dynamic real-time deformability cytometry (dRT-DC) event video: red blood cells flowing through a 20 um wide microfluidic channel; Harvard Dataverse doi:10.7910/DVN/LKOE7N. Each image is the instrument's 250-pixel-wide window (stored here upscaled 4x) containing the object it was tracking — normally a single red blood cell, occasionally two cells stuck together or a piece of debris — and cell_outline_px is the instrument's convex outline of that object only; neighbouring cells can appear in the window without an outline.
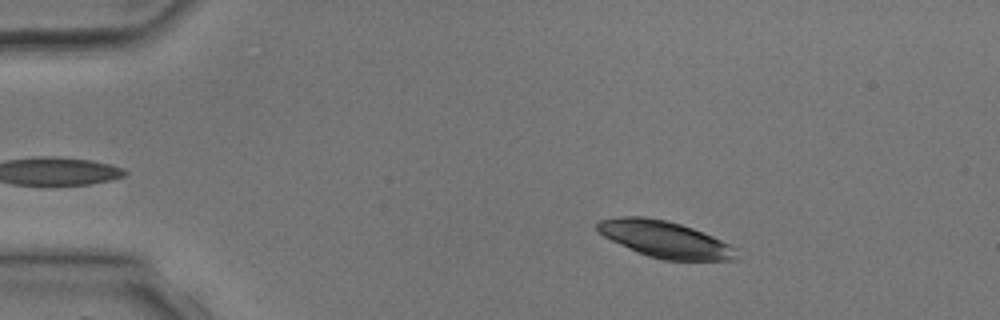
{"species": "common noctule bat (a hibernating species)", "species_latin": "Nyctalus noctula", "temperature_condition": "room temperature", "stored_images_in_passage": 2, "camera_frame_rate_fps": 3000, "um_per_image_px": 0.085, "animal": {"sex": "male", "body_mass_g": 17.9, "forearm_length_mm": 54.2}, "frame": {"image": 1, "passage_image": 1, "time_ms": 0.0, "image_size_px": [1000, 320], "cell_outline_px": [[740, 260], [664, 260], [648, 256], [620, 244], [604, 236], [596, 228], [596, 224], [600, 220], [620, 216], [644, 216], [668, 220], [692, 228], [712, 236], [736, 248]], "centroid_in_image_um": [56.54, 20.34], "position_along_channel_um": 28.5, "area_um2": 29.48}}